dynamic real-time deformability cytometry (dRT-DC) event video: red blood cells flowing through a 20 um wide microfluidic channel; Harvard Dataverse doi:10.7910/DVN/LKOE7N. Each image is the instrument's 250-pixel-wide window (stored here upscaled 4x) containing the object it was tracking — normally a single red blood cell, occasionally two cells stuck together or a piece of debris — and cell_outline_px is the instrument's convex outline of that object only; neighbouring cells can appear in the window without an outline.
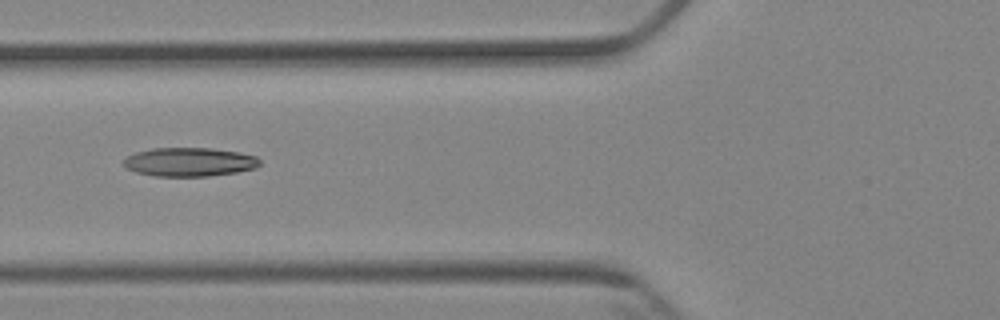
{"species": "Egyptian fruit bat (a non-hibernating species)", "species_latin": "Rousettus aegyptiacus", "temperature_condition": "cold", "stored_images_in_passage": 6, "camera_frame_rate_fps": 3000, "um_per_image_px": 0.085, "animal": {"sex": "female"}, "frame": {"image": 1, "passage_image": 6, "time_ms": 6.0, "image_size_px": [1000, 320], "cell_outline_px": [[260, 164], [256, 168], [236, 172], [208, 176], [156, 176], [136, 172], [128, 168], [124, 164], [124, 160], [128, 156], [136, 152], [152, 148], [212, 148], [240, 152], [256, 156], [260, 160]], "centroid_in_image_um": [16.14, 13.76], "position_along_channel_um": 109.7, "area_um2": 22.77}}